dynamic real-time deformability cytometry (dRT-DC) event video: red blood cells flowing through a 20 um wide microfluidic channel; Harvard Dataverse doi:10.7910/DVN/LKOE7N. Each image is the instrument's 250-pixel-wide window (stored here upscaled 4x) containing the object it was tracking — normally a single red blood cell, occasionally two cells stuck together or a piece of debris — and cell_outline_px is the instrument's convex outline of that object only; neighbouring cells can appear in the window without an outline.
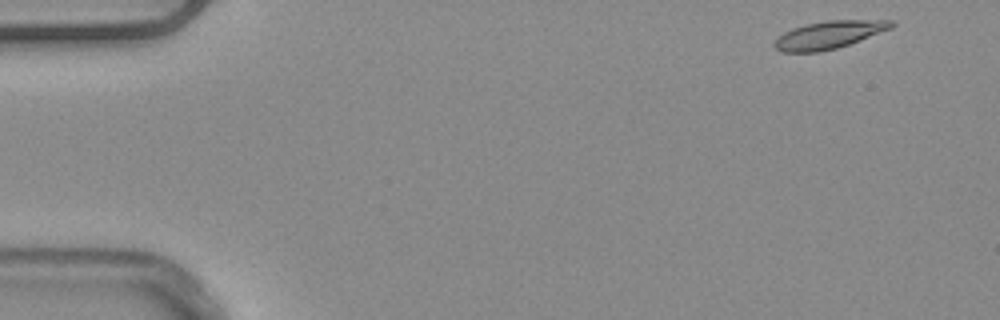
{"species": "common noctule bat (a hibernating species)", "species_latin": "Nyctalus noctula", "temperature_condition": "warm", "stored_images_in_passage": 50, "camera_frame_rate_fps": 3000, "um_per_image_px": 0.085, "animal": {"sex": "male", "body_mass_g": 20.4}, "frame": {"image": 1, "passage_image": 1, "time_ms": 0.0, "image_size_px": [1000, 320], "cell_outline_px": [[896, 24], [892, 28], [860, 40], [836, 48], [820, 52], [780, 52], [772, 44], [776, 36], [792, 28], [804, 24], [828, 20], [896, 20]], "centroid_in_image_um": [70.43, 2.95], "position_along_channel_um": 14.6, "area_um2": 19.07}}
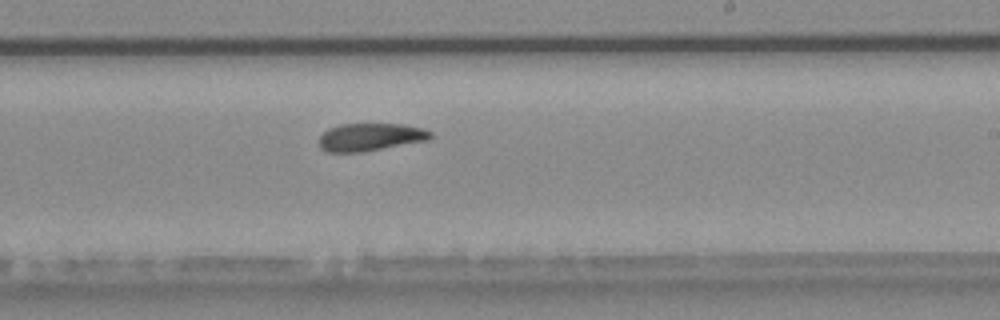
{"frame": {"image": 2, "passage_image": 29, "time_ms": 9.333, "image_size_px": [1000, 320], "cell_outline_px": [[432, 136], [428, 140], [364, 152], [328, 152], [320, 148], [316, 140], [328, 128], [340, 124], [404, 124], [424, 128], [432, 132]], "centroid_in_image_um": [31.45, 11.65], "position_along_channel_um": 257.5, "area_um2": 18.26}}
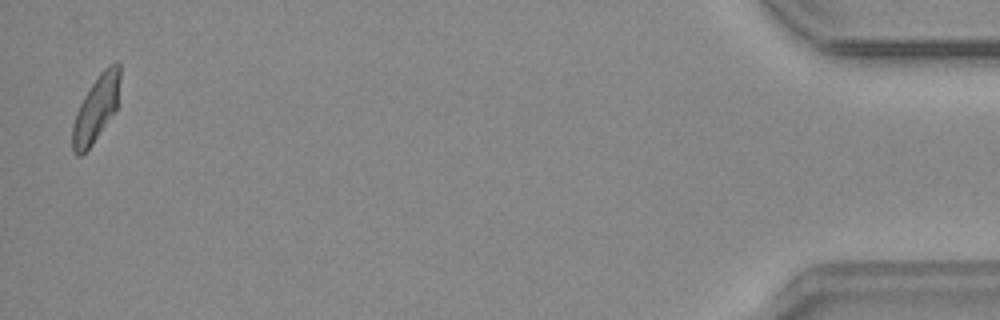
{"frame": {"image": 3, "passage_image": 49, "time_ms": 16.0, "image_size_px": [1000, 320], "cell_outline_px": [[120, 80], [116, 108], [92, 144], [80, 156], [76, 156], [72, 148], [72, 128], [76, 112], [84, 96], [100, 72], [108, 64], [116, 60], [120, 64]], "centroid_in_image_um": [8.16, 9.19], "position_along_channel_um": 427.0, "area_um2": 17.98}, "authors_computed_cell_mechanics": {"area_um2": 18.5827, "velocity_mm_per_s": 3.8695, "shape_relaxation_time_tau1_ms": 8.2569, "shape_relaxation_time_tau2_ms": 7.1905, "deformation_change_tau1": 0.2164, "deformation_change_tau2": 0.1106}}